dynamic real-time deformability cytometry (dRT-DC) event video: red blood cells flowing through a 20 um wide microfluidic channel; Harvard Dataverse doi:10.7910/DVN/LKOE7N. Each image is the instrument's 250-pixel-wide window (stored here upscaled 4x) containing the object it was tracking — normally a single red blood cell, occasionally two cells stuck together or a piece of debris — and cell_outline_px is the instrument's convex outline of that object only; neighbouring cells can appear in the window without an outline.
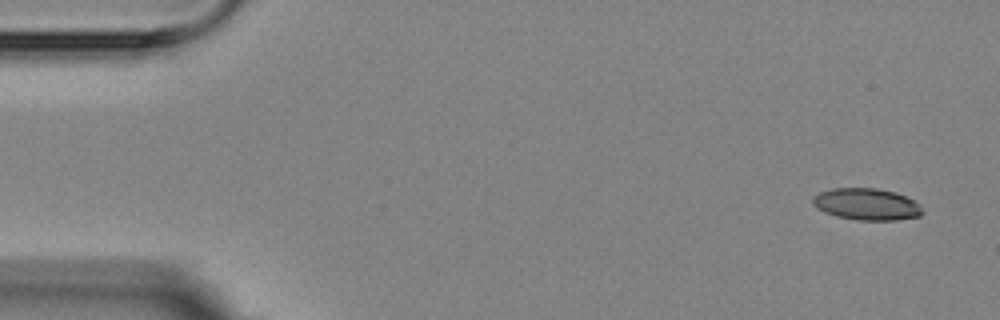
{"species": "Egyptian fruit bat (a non-hibernating species)", "species_latin": "Rousettus aegyptiacus", "temperature_condition": "room temperature", "stored_images_in_passage": 6, "camera_frame_rate_fps": 3000, "um_per_image_px": 0.085, "animal": {"sex": "female"}, "frame": {"image": 1, "passage_image": 1, "time_ms": 0.0, "image_size_px": [1000, 320], "cell_outline_px": [[924, 212], [920, 216], [896, 220], [856, 220], [836, 216], [824, 212], [816, 208], [812, 204], [812, 196], [820, 192], [832, 188], [876, 188], [896, 192], [920, 204]], "centroid_in_image_um": [73.64, 17.36], "position_along_channel_um": 11.4, "area_um2": 20.46}}
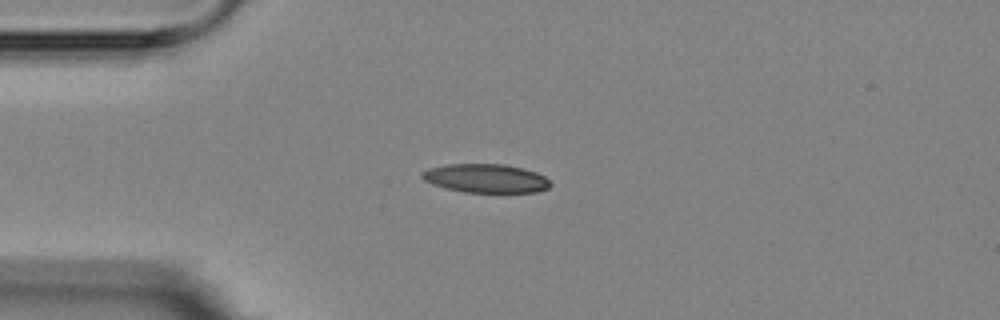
{"frame": {"image": 2, "passage_image": 4, "time_ms": 3.667, "image_size_px": [1000, 320], "cell_outline_px": [[552, 184], [548, 188], [536, 192], [464, 192], [444, 188], [432, 184], [424, 180], [420, 176], [420, 172], [428, 168], [444, 164], [504, 164], [524, 168], [536, 172], [544, 176]], "centroid_in_image_um": [41.26, 15.15], "position_along_channel_um": 43.7, "area_um2": 21.68}}
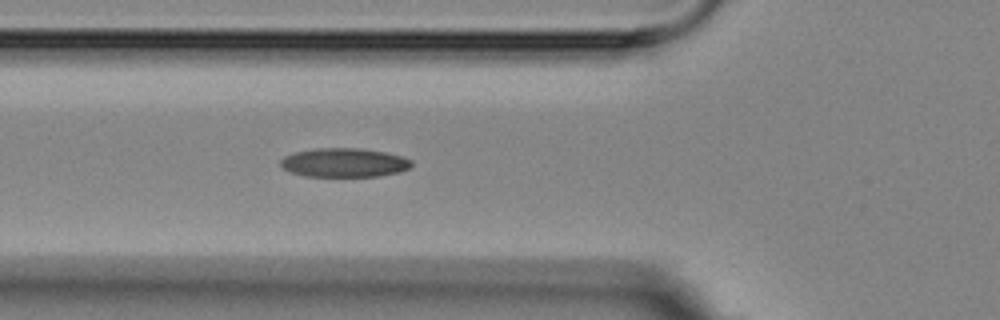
{"frame": {"image": 3, "passage_image": 6, "time_ms": 5.667, "image_size_px": [1000, 320], "cell_outline_px": [[412, 164], [408, 168], [400, 172], [380, 176], [308, 176], [292, 172], [284, 168], [280, 164], [280, 160], [284, 156], [296, 152], [316, 148], [360, 148], [384, 152], [400, 156], [412, 160]], "centroid_in_image_um": [29.27, 13.82], "position_along_channel_um": 96.5, "area_um2": 21.91}}